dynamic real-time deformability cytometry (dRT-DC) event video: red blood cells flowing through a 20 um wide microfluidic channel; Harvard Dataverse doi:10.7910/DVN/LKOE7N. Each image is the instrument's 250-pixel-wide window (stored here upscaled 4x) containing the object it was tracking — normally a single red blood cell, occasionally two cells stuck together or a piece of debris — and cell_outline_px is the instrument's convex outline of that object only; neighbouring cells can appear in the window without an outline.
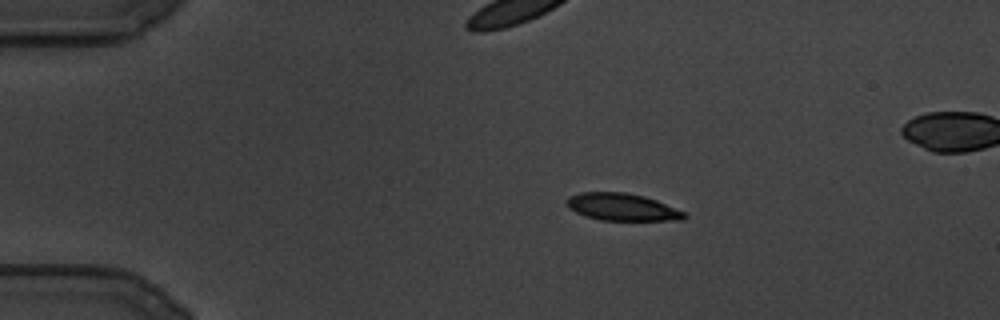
{"species": "common noctule bat (a hibernating species)", "species_latin": "Nyctalus noctula", "temperature_condition": "cold", "stored_images_in_passage": 20, "camera_frame_rate_fps": 3000, "um_per_image_px": 0.085, "animal": {"sex": "male", "body_mass_g": 19.5, "forearm_length_mm": 54.6}, "frame": {"image": 1, "passage_image": 1, "time_ms": 0.0, "image_size_px": [1000, 320], "cell_outline_px": [[688, 216], [684, 220], [600, 220], [584, 216], [568, 208], [564, 200], [568, 196], [580, 192], [624, 192], [644, 196], [656, 200], [684, 212]], "centroid_in_image_um": [52.83, 17.59], "position_along_channel_um": 32.2, "area_um2": 18.79}}